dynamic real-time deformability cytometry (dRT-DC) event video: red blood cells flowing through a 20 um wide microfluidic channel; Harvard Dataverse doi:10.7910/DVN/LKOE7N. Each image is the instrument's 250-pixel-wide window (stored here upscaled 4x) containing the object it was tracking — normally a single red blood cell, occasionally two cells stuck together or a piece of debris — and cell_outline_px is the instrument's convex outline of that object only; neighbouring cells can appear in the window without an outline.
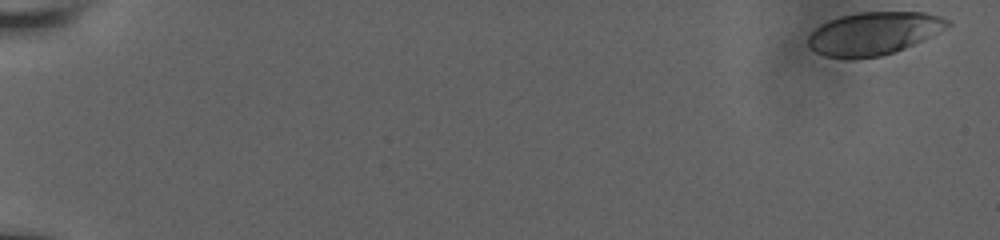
{"species": "human", "species_latin": "Homo sapiens", "temperature_condition": "room temperature", "stored_images_in_passage": 48, "camera_frame_rate_fps": 3000, "um_per_image_px": 0.085, "donor": {"sex": "male"}, "frame": {"image": 1, "passage_image": 1, "time_ms": 0.0, "image_size_px": [1000, 240], "cell_outline_px": [[952, 24], [904, 48], [880, 56], [856, 60], [848, 60], [824, 56], [816, 52], [808, 44], [808, 36], [820, 24], [840, 16], [860, 12], [924, 12], [940, 16], [952, 20]], "centroid_in_image_um": [74.22, 2.85], "position_along_channel_um": 10.8, "area_um2": 34.74}}
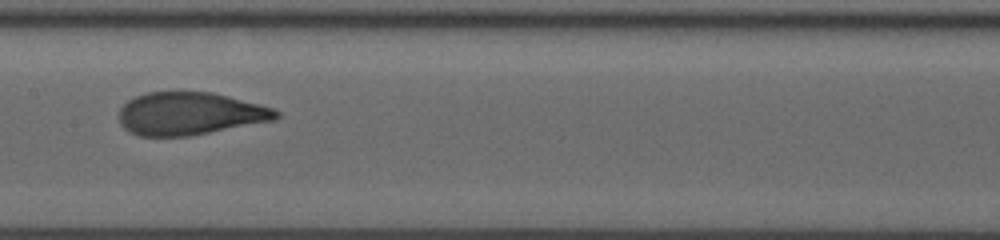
{"frame": {"image": 2, "passage_image": 28, "time_ms": 10.0, "image_size_px": [1000, 240], "cell_outline_px": [[280, 116], [276, 120], [188, 136], [140, 136], [128, 132], [120, 124], [120, 108], [128, 100], [136, 96], [148, 92], [212, 92], [260, 104], [272, 108], [280, 112]], "centroid_in_image_um": [16.14, 9.66], "position_along_channel_um": 191.3, "area_um2": 39.07}}
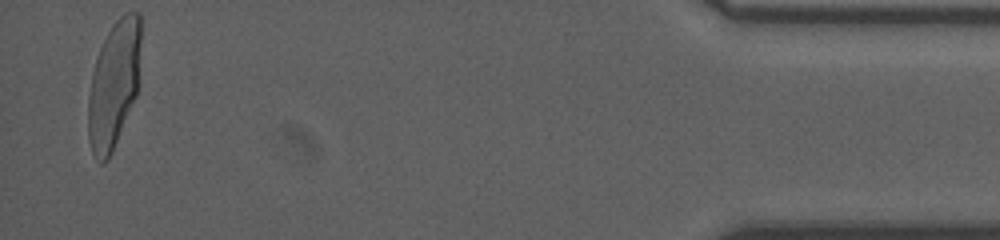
{"frame": {"image": 3, "passage_image": 48, "time_ms": 18.0, "image_size_px": [1000, 240], "cell_outline_px": [[140, 44], [136, 96], [112, 152], [108, 160], [104, 164], [100, 164], [92, 152], [88, 140], [88, 96], [92, 72], [100, 48], [112, 24], [124, 12], [140, 12]], "centroid_in_image_um": [9.66, 7.2], "position_along_channel_um": 425.5, "area_um2": 38.84}, "authors_computed_cell_mechanics": {"area_um2": 38.8994, "velocity_mm_per_s": 3.8499, "shape_relaxation_time_tau1_ms": 4.5414, "shape_relaxation_time_tau2_ms": null, "deformation_change_tau1": 0.2089, "deformation_change_tau2": null}}